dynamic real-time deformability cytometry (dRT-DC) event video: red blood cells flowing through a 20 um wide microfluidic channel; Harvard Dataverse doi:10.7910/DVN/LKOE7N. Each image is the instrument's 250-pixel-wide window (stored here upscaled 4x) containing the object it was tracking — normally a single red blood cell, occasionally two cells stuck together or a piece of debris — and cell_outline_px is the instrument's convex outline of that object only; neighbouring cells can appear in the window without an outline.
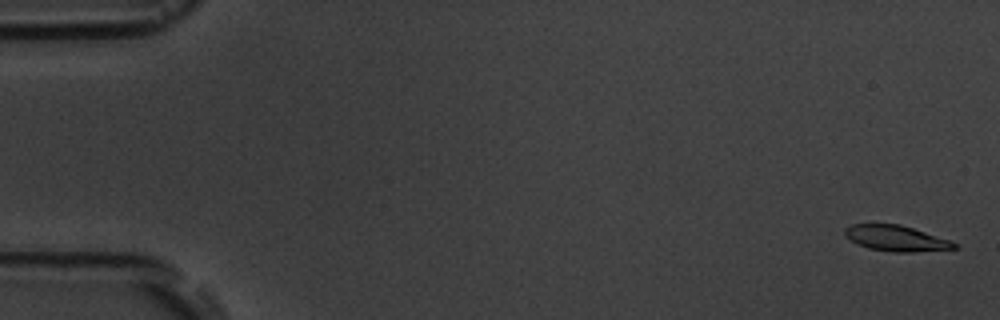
{"species": "common noctule bat (a hibernating species)", "species_latin": "Nyctalus noctula", "temperature_condition": "room temperature", "stored_images_in_passage": 6, "camera_frame_rate_fps": 3000, "um_per_image_px": 0.085, "animal": {"sex": "male", "body_mass_g": 19.5, "forearm_length_mm": 54.6}, "frame": {"image": 1, "passage_image": 1, "time_ms": 0.0, "image_size_px": [1000, 320], "cell_outline_px": [[960, 248], [912, 252], [892, 252], [868, 248], [844, 236], [844, 228], [852, 224], [900, 224], [948, 240], [956, 244]], "centroid_in_image_um": [76.14, 20.26], "position_along_channel_um": 8.9, "area_um2": 16.13}}
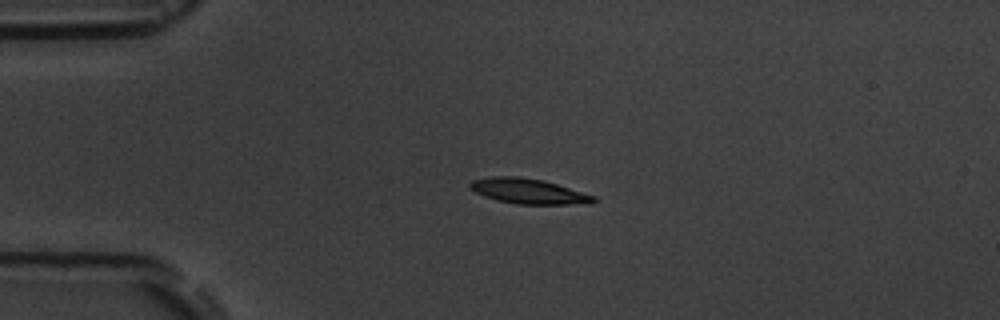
{"frame": {"image": 2, "passage_image": 4, "time_ms": 4.0, "image_size_px": [1000, 320], "cell_outline_px": [[600, 200], [592, 204], [516, 204], [496, 200], [484, 196], [468, 188], [468, 184], [472, 180], [492, 176], [520, 176], [544, 180], [596, 196]], "centroid_in_image_um": [44.95, 16.25], "position_along_channel_um": 40.1, "area_um2": 18.44}}
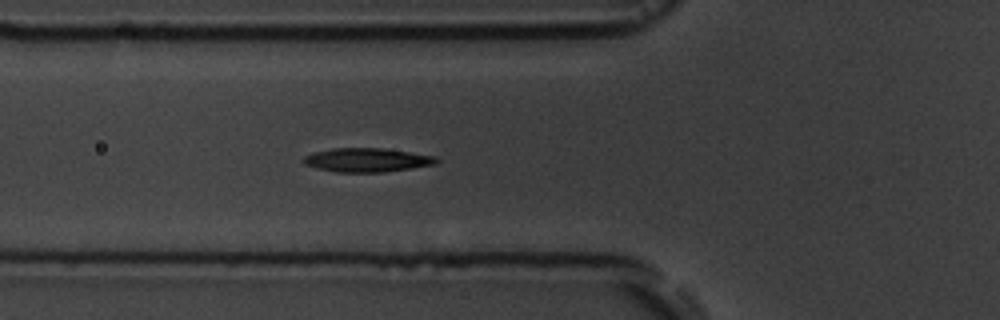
{"frame": {"image": 3, "passage_image": 6, "time_ms": 6.333, "image_size_px": [1000, 320], "cell_outline_px": [[440, 160], [436, 164], [412, 168], [384, 172], [336, 172], [316, 168], [304, 164], [304, 156], [312, 152], [332, 148], [384, 148], [436, 156]], "centroid_in_image_um": [31.2, 13.6], "position_along_channel_um": 94.6, "area_um2": 18.61}}